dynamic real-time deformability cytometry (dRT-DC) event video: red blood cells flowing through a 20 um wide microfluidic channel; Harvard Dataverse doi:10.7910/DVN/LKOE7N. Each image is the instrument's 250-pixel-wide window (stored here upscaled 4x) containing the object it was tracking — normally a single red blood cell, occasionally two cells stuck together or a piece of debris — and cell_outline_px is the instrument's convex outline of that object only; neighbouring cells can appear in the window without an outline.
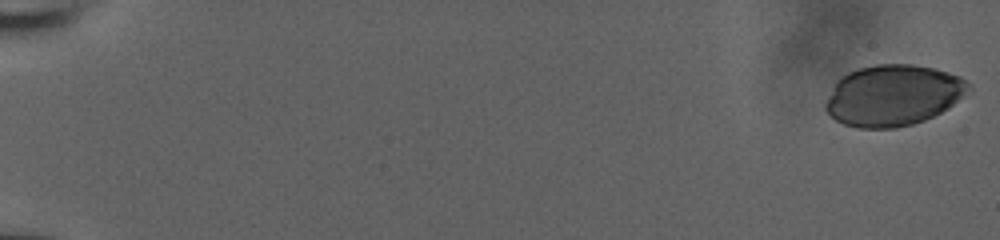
{"species": "human", "species_latin": "Homo sapiens", "temperature_condition": "room temperature", "stored_images_in_passage": 57, "camera_frame_rate_fps": 3000, "um_per_image_px": 0.085, "donor": {"sex": "male"}, "frame": {"image": 1, "passage_image": 1, "time_ms": 0.0, "image_size_px": [1000, 240], "cell_outline_px": [[972, 88], [948, 108], [924, 120], [912, 124], [896, 128], [856, 128], [844, 124], [836, 120], [824, 108], [824, 104], [832, 88], [840, 76], [848, 72], [860, 68], [876, 64], [912, 64], [936, 68], [960, 76], [972, 84]], "centroid_in_image_um": [75.92, 8.09], "position_along_channel_um": 9.1, "area_um2": 50.98}}
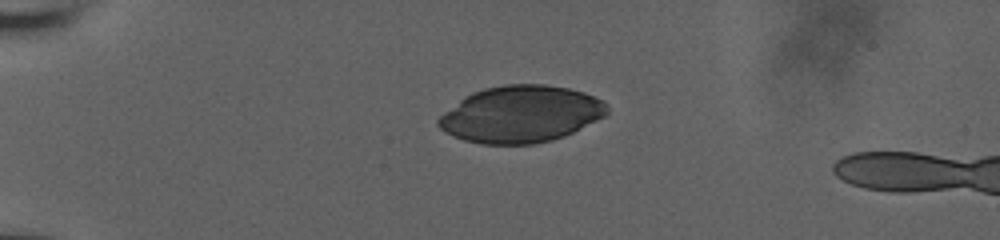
{"frame": {"image": 2, "passage_image": 16, "time_ms": 5.0, "image_size_px": [1000, 240], "cell_outline_px": [[608, 112], [604, 116], [564, 136], [552, 140], [532, 144], [480, 144], [464, 140], [452, 136], [444, 132], [436, 124], [436, 120], [444, 112], [464, 96], [472, 92], [484, 88], [504, 84], [544, 84], [568, 88], [584, 92], [604, 100], [608, 104]], "centroid_in_image_um": [44.25, 9.7], "position_along_channel_um": 40.8, "area_um2": 56.01}}
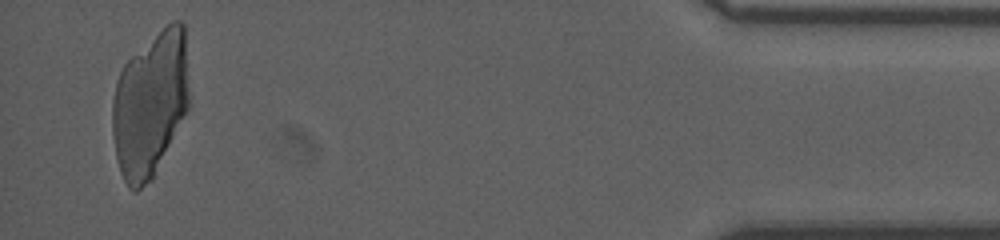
{"frame": {"image": 3, "passage_image": 55, "time_ms": 18.0, "image_size_px": [1000, 240], "cell_outline_px": [[188, 108], [152, 180], [136, 192], [132, 192], [128, 188], [120, 172], [116, 156], [112, 136], [112, 100], [116, 84], [120, 72], [124, 64], [132, 56], [172, 20], [180, 20], [184, 24], [188, 88]], "centroid_in_image_um": [12.74, 8.9], "position_along_channel_um": 422.5, "area_um2": 64.62}}